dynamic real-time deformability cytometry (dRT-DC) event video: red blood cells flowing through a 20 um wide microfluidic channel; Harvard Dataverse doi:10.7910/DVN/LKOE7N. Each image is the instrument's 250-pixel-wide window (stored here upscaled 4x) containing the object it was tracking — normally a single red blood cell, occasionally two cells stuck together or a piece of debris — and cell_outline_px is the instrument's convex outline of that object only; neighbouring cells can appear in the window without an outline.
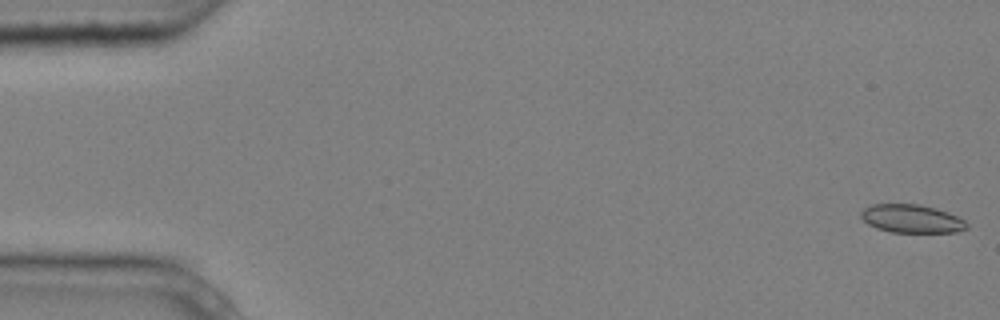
{"species": "common noctule bat (a hibernating species)", "species_latin": "Nyctalus noctula", "temperature_condition": "cold", "stored_images_in_passage": 5, "camera_frame_rate_fps": 3000, "um_per_image_px": 0.085, "animal": {"sex": "male", "body_mass_g": 20.4}, "frame": {"image": 1, "passage_image": 1, "time_ms": 0.0, "image_size_px": [1000, 320], "cell_outline_px": [[968, 228], [956, 232], [892, 232], [876, 228], [868, 224], [860, 216], [860, 212], [864, 208], [872, 204], [920, 204], [936, 208], [948, 212], [964, 220], [968, 224]], "centroid_in_image_um": [77.48, 18.58], "position_along_channel_um": 7.5, "area_um2": 17.46}}
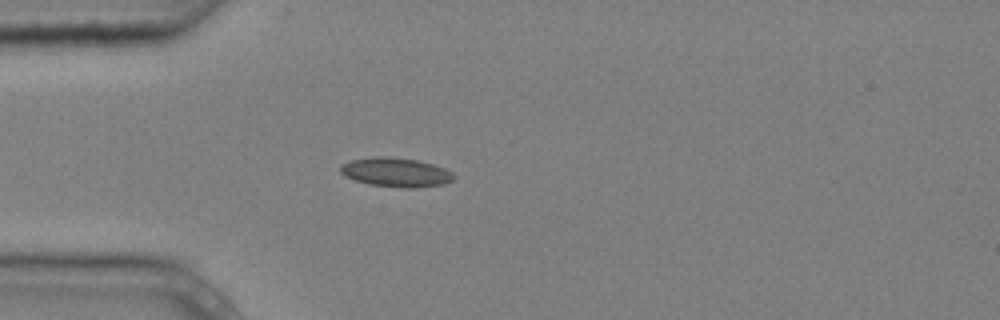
{"frame": {"image": 2, "passage_image": 5, "time_ms": 1.333, "image_size_px": [1000, 320], "cell_outline_px": [[456, 176], [452, 180], [444, 184], [412, 188], [400, 188], [368, 184], [344, 176], [340, 172], [340, 164], [352, 160], [376, 156], [388, 156], [416, 160], [432, 164], [444, 168], [452, 172]], "centroid_in_image_um": [33.64, 14.65], "position_along_channel_um": 51.4, "area_um2": 19.31}}